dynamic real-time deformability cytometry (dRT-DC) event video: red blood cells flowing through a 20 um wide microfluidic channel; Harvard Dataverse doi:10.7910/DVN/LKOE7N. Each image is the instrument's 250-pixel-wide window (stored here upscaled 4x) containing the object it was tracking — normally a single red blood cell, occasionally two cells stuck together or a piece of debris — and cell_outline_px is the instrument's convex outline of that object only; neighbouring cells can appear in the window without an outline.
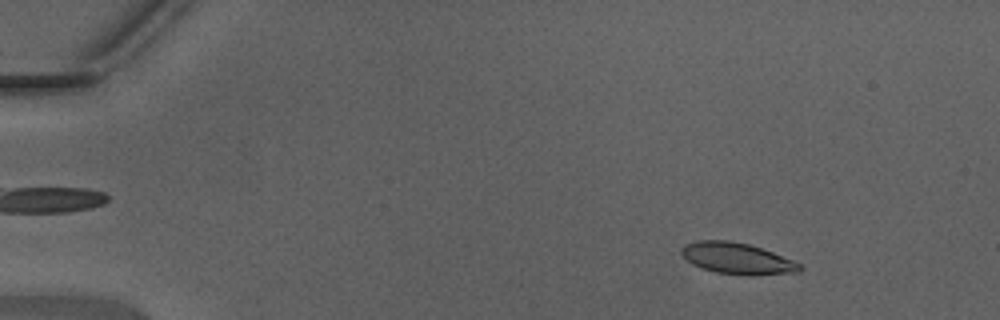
{"species": "Egyptian fruit bat (a non-hibernating species)", "species_latin": "Rousettus aegyptiacus", "temperature_condition": "warm", "stored_images_in_passage": 47, "camera_frame_rate_fps": 3000, "um_per_image_px": 0.085, "animal": {"sex": "male"}, "frame": {"image": 1, "passage_image": 6, "time_ms": 1.667, "image_size_px": [1000, 320], "cell_outline_px": [[804, 268], [800, 272], [752, 276], [716, 272], [692, 264], [680, 252], [680, 248], [684, 244], [700, 240], [728, 240], [748, 244], [772, 252], [792, 260], [800, 264]], "centroid_in_image_um": [62.67, 21.97], "position_along_channel_um": 22.3, "area_um2": 21.5}}
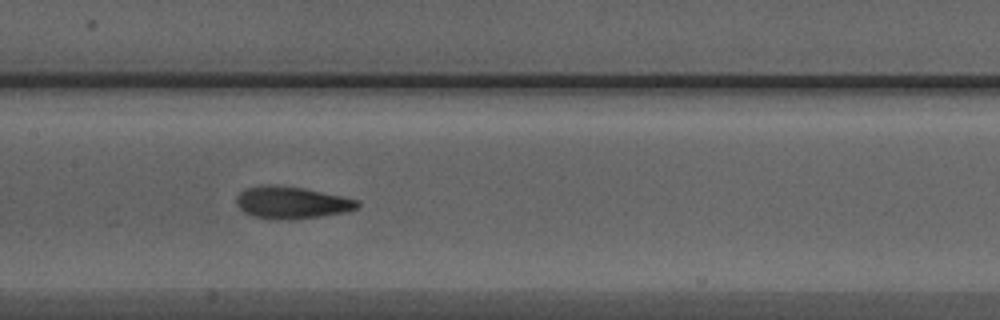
{"frame": {"image": 2, "passage_image": 24, "time_ms": 7.667, "image_size_px": [1000, 320], "cell_outline_px": [[360, 204], [356, 208], [344, 212], [320, 216], [288, 220], [268, 220], [252, 216], [244, 212], [236, 204], [236, 196], [244, 188], [260, 184], [268, 184], [304, 188], [360, 200]], "centroid_in_image_um": [24.73, 17.22], "position_along_channel_um": 182.7, "area_um2": 22.95}}
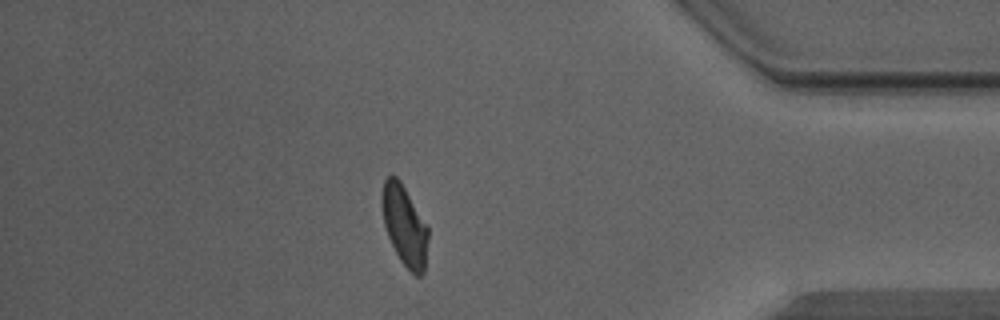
{"frame": {"image": 3, "passage_image": 41, "time_ms": 13.333, "image_size_px": [1000, 320], "cell_outline_px": [[428, 240], [424, 272], [420, 276], [416, 276], [400, 260], [388, 236], [384, 224], [380, 204], [380, 192], [384, 180], [388, 176], [396, 176], [400, 180], [428, 224]], "centroid_in_image_um": [34.38, 19.12], "position_along_channel_um": 400.8, "area_um2": 21.91}, "authors_computed_cell_mechanics": {"area_um2": 21.9062, "velocity_mm_per_s": 4.4108, "shape_relaxation_time_tau1_ms": 4.5778, "shape_relaxation_time_tau2_ms": 1.3988, "deformation_change_tau1": 0.1618, "deformation_change_tau2": 0.0802}}